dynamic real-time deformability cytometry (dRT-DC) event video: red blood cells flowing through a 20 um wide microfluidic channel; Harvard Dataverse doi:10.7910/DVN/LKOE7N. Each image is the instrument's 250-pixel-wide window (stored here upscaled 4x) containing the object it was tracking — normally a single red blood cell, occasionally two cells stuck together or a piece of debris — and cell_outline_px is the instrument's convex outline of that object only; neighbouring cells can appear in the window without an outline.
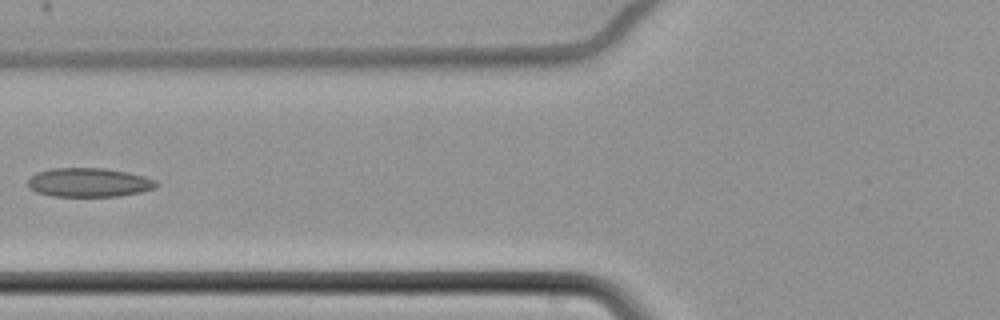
{"species": "common noctule bat (a hibernating species)", "species_latin": "Nyctalus noctula", "temperature_condition": "cold", "stored_images_in_passage": 7, "camera_frame_rate_fps": 3000, "um_per_image_px": 0.085, "animal": {"sex": "female", "body_mass_g": 22.7, "forearm_length_mm": 54.2}, "frame": {"image": 1, "passage_image": 7, "time_ms": 2.0, "image_size_px": [1000, 320], "cell_outline_px": [[156, 188], [140, 192], [120, 196], [52, 196], [36, 192], [28, 188], [28, 180], [36, 172], [52, 168], [104, 168], [128, 172], [144, 176], [156, 180]], "centroid_in_image_um": [7.54, 15.51], "position_along_channel_um": 118.3, "area_um2": 21.73}}